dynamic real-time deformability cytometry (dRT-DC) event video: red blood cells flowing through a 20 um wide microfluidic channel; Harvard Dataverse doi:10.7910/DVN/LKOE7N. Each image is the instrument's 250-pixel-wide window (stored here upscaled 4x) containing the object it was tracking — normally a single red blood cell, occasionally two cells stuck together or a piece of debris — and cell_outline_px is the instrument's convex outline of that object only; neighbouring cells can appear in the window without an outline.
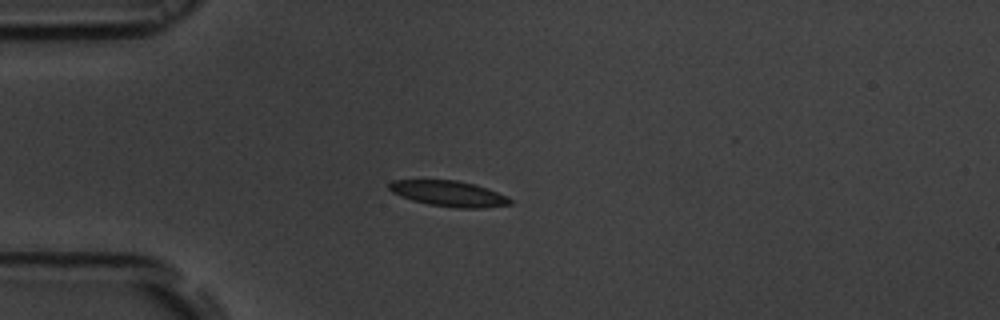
{"species": "common noctule bat (a hibernating species)", "species_latin": "Nyctalus noctula", "temperature_condition": "room temperature", "stored_images_in_passage": 42, "camera_frame_rate_fps": 3000, "um_per_image_px": 0.085, "animal": {"sex": "male", "body_mass_g": 19.5, "forearm_length_mm": 54.6}, "frame": {"image": 1, "passage_image": 1, "time_ms": 0.0, "image_size_px": [1000, 320], "cell_outline_px": [[512, 204], [484, 208], [456, 208], [428, 204], [412, 200], [400, 196], [392, 192], [388, 188], [388, 184], [392, 180], [456, 180], [476, 184], [508, 196], [512, 200]], "centroid_in_image_um": [38.16, 16.46], "position_along_channel_um": 46.8, "area_um2": 18.21}}
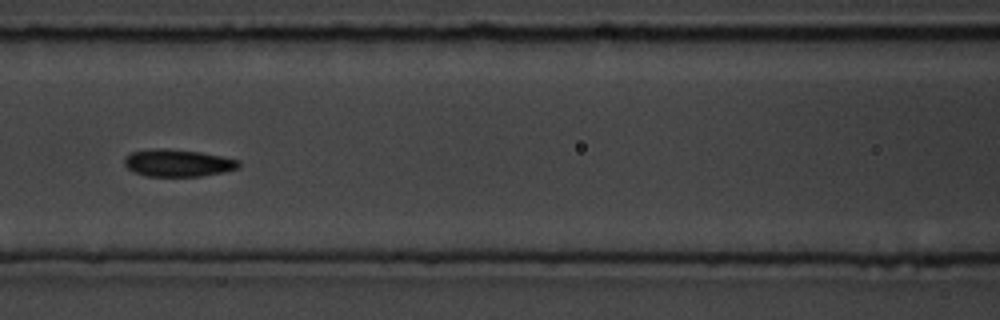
{"frame": {"image": 2, "passage_image": 11, "time_ms": 3.333, "image_size_px": [1000, 320], "cell_outline_px": [[240, 168], [224, 172], [200, 176], [148, 176], [136, 172], [128, 168], [124, 164], [124, 156], [132, 152], [152, 148], [168, 148], [200, 152], [240, 160]], "centroid_in_image_um": [15.13, 13.84], "position_along_channel_um": 151.5, "area_um2": 18.21}}
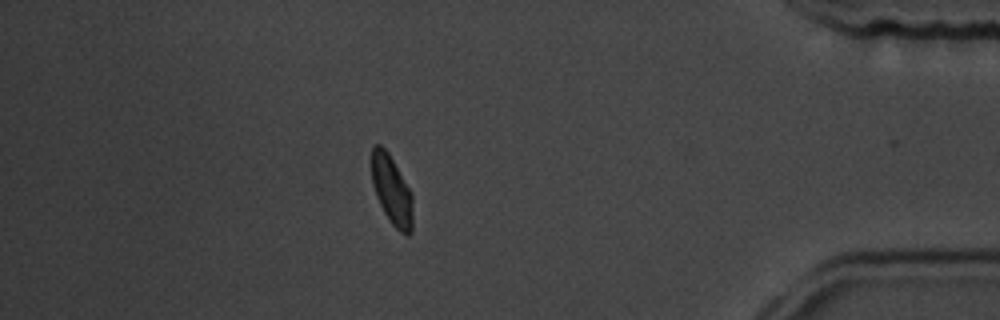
{"frame": {"image": 3, "passage_image": 35, "time_ms": 11.333, "image_size_px": [1000, 320], "cell_outline_px": [[412, 232], [408, 236], [400, 232], [388, 220], [376, 196], [372, 184], [372, 144], [380, 144], [388, 152], [412, 192]], "centroid_in_image_um": [33.3, 16.18], "position_along_channel_um": 401.9, "area_um2": 16.7}, "authors_computed_cell_mechanics": {"area_um2": 17.4845, "velocity_mm_per_s": 3.6524, "shape_relaxation_time_tau1_ms": 3.5984, "shape_relaxation_time_tau2_ms": 1.9069, "deformation_change_tau1": 0.1179, "deformation_change_tau2": 0.0542}}